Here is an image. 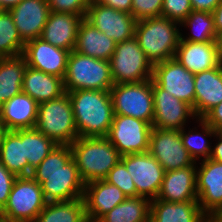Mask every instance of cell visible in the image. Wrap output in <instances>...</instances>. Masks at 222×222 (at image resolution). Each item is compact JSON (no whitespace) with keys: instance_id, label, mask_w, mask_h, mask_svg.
<instances>
[{"instance_id":"obj_6","label":"cell","mask_w":222,"mask_h":222,"mask_svg":"<svg viewBox=\"0 0 222 222\" xmlns=\"http://www.w3.org/2000/svg\"><path fill=\"white\" fill-rule=\"evenodd\" d=\"M34 128L52 139L57 145H70L78 138L68 92L56 99L38 104Z\"/></svg>"},{"instance_id":"obj_4","label":"cell","mask_w":222,"mask_h":222,"mask_svg":"<svg viewBox=\"0 0 222 222\" xmlns=\"http://www.w3.org/2000/svg\"><path fill=\"white\" fill-rule=\"evenodd\" d=\"M180 32V23L160 16L138 20L134 37L154 65L174 58Z\"/></svg>"},{"instance_id":"obj_14","label":"cell","mask_w":222,"mask_h":222,"mask_svg":"<svg viewBox=\"0 0 222 222\" xmlns=\"http://www.w3.org/2000/svg\"><path fill=\"white\" fill-rule=\"evenodd\" d=\"M152 80L175 98L189 104L195 114L194 74L175 58L154 64Z\"/></svg>"},{"instance_id":"obj_17","label":"cell","mask_w":222,"mask_h":222,"mask_svg":"<svg viewBox=\"0 0 222 222\" xmlns=\"http://www.w3.org/2000/svg\"><path fill=\"white\" fill-rule=\"evenodd\" d=\"M70 51L53 46L42 38L25 43L22 55L27 66L47 74L65 76Z\"/></svg>"},{"instance_id":"obj_30","label":"cell","mask_w":222,"mask_h":222,"mask_svg":"<svg viewBox=\"0 0 222 222\" xmlns=\"http://www.w3.org/2000/svg\"><path fill=\"white\" fill-rule=\"evenodd\" d=\"M26 67L27 63L22 54L0 59V106L22 92Z\"/></svg>"},{"instance_id":"obj_39","label":"cell","mask_w":222,"mask_h":222,"mask_svg":"<svg viewBox=\"0 0 222 222\" xmlns=\"http://www.w3.org/2000/svg\"><path fill=\"white\" fill-rule=\"evenodd\" d=\"M93 0H47L52 12L80 15L85 18L86 10Z\"/></svg>"},{"instance_id":"obj_26","label":"cell","mask_w":222,"mask_h":222,"mask_svg":"<svg viewBox=\"0 0 222 222\" xmlns=\"http://www.w3.org/2000/svg\"><path fill=\"white\" fill-rule=\"evenodd\" d=\"M22 92L41 104L64 94V82L61 77L27 66L23 75Z\"/></svg>"},{"instance_id":"obj_12","label":"cell","mask_w":222,"mask_h":222,"mask_svg":"<svg viewBox=\"0 0 222 222\" xmlns=\"http://www.w3.org/2000/svg\"><path fill=\"white\" fill-rule=\"evenodd\" d=\"M148 152L161 164L165 171L189 167L195 163L182 144L180 130L152 127Z\"/></svg>"},{"instance_id":"obj_28","label":"cell","mask_w":222,"mask_h":222,"mask_svg":"<svg viewBox=\"0 0 222 222\" xmlns=\"http://www.w3.org/2000/svg\"><path fill=\"white\" fill-rule=\"evenodd\" d=\"M0 161L16 177L30 176L28 160H24V129L5 131L0 144Z\"/></svg>"},{"instance_id":"obj_24","label":"cell","mask_w":222,"mask_h":222,"mask_svg":"<svg viewBox=\"0 0 222 222\" xmlns=\"http://www.w3.org/2000/svg\"><path fill=\"white\" fill-rule=\"evenodd\" d=\"M38 103L21 92L1 105L0 122L6 130L32 129L37 121Z\"/></svg>"},{"instance_id":"obj_31","label":"cell","mask_w":222,"mask_h":222,"mask_svg":"<svg viewBox=\"0 0 222 222\" xmlns=\"http://www.w3.org/2000/svg\"><path fill=\"white\" fill-rule=\"evenodd\" d=\"M151 200L143 196L127 197L97 222H149Z\"/></svg>"},{"instance_id":"obj_20","label":"cell","mask_w":222,"mask_h":222,"mask_svg":"<svg viewBox=\"0 0 222 222\" xmlns=\"http://www.w3.org/2000/svg\"><path fill=\"white\" fill-rule=\"evenodd\" d=\"M197 163L177 170L165 171L156 199L168 202L197 201Z\"/></svg>"},{"instance_id":"obj_38","label":"cell","mask_w":222,"mask_h":222,"mask_svg":"<svg viewBox=\"0 0 222 222\" xmlns=\"http://www.w3.org/2000/svg\"><path fill=\"white\" fill-rule=\"evenodd\" d=\"M163 0H132L131 15L138 21L160 17Z\"/></svg>"},{"instance_id":"obj_7","label":"cell","mask_w":222,"mask_h":222,"mask_svg":"<svg viewBox=\"0 0 222 222\" xmlns=\"http://www.w3.org/2000/svg\"><path fill=\"white\" fill-rule=\"evenodd\" d=\"M46 203L36 180L31 176L17 177L0 217L6 222H35Z\"/></svg>"},{"instance_id":"obj_32","label":"cell","mask_w":222,"mask_h":222,"mask_svg":"<svg viewBox=\"0 0 222 222\" xmlns=\"http://www.w3.org/2000/svg\"><path fill=\"white\" fill-rule=\"evenodd\" d=\"M35 222H88L84 198L46 203Z\"/></svg>"},{"instance_id":"obj_47","label":"cell","mask_w":222,"mask_h":222,"mask_svg":"<svg viewBox=\"0 0 222 222\" xmlns=\"http://www.w3.org/2000/svg\"><path fill=\"white\" fill-rule=\"evenodd\" d=\"M216 45L218 49L219 58L222 62V30L217 33Z\"/></svg>"},{"instance_id":"obj_21","label":"cell","mask_w":222,"mask_h":222,"mask_svg":"<svg viewBox=\"0 0 222 222\" xmlns=\"http://www.w3.org/2000/svg\"><path fill=\"white\" fill-rule=\"evenodd\" d=\"M174 58L193 74L213 69L221 63L216 42H187L180 39Z\"/></svg>"},{"instance_id":"obj_48","label":"cell","mask_w":222,"mask_h":222,"mask_svg":"<svg viewBox=\"0 0 222 222\" xmlns=\"http://www.w3.org/2000/svg\"><path fill=\"white\" fill-rule=\"evenodd\" d=\"M6 129L4 127V125L0 122V144H1V141H2V137L5 133Z\"/></svg>"},{"instance_id":"obj_11","label":"cell","mask_w":222,"mask_h":222,"mask_svg":"<svg viewBox=\"0 0 222 222\" xmlns=\"http://www.w3.org/2000/svg\"><path fill=\"white\" fill-rule=\"evenodd\" d=\"M133 178L136 197L156 199L162 186L165 169L147 151L121 156L120 160Z\"/></svg>"},{"instance_id":"obj_19","label":"cell","mask_w":222,"mask_h":222,"mask_svg":"<svg viewBox=\"0 0 222 222\" xmlns=\"http://www.w3.org/2000/svg\"><path fill=\"white\" fill-rule=\"evenodd\" d=\"M83 198L88 222H97L104 214L122 203L127 196L120 188L103 179L85 184Z\"/></svg>"},{"instance_id":"obj_9","label":"cell","mask_w":222,"mask_h":222,"mask_svg":"<svg viewBox=\"0 0 222 222\" xmlns=\"http://www.w3.org/2000/svg\"><path fill=\"white\" fill-rule=\"evenodd\" d=\"M110 94L114 115L131 116L152 125L154 118L152 79L139 83L114 84Z\"/></svg>"},{"instance_id":"obj_27","label":"cell","mask_w":222,"mask_h":222,"mask_svg":"<svg viewBox=\"0 0 222 222\" xmlns=\"http://www.w3.org/2000/svg\"><path fill=\"white\" fill-rule=\"evenodd\" d=\"M116 44L112 38H109L83 19L79 25L74 51L109 61L114 53Z\"/></svg>"},{"instance_id":"obj_40","label":"cell","mask_w":222,"mask_h":222,"mask_svg":"<svg viewBox=\"0 0 222 222\" xmlns=\"http://www.w3.org/2000/svg\"><path fill=\"white\" fill-rule=\"evenodd\" d=\"M17 177L8 171L0 161V211L7 204L13 183Z\"/></svg>"},{"instance_id":"obj_33","label":"cell","mask_w":222,"mask_h":222,"mask_svg":"<svg viewBox=\"0 0 222 222\" xmlns=\"http://www.w3.org/2000/svg\"><path fill=\"white\" fill-rule=\"evenodd\" d=\"M182 27L190 32L184 36L180 32V39L187 42H216L217 32L214 27L212 12L193 10L181 23Z\"/></svg>"},{"instance_id":"obj_46","label":"cell","mask_w":222,"mask_h":222,"mask_svg":"<svg viewBox=\"0 0 222 222\" xmlns=\"http://www.w3.org/2000/svg\"><path fill=\"white\" fill-rule=\"evenodd\" d=\"M23 0H0V8L5 11H9L13 7L20 4Z\"/></svg>"},{"instance_id":"obj_29","label":"cell","mask_w":222,"mask_h":222,"mask_svg":"<svg viewBox=\"0 0 222 222\" xmlns=\"http://www.w3.org/2000/svg\"><path fill=\"white\" fill-rule=\"evenodd\" d=\"M195 128L187 126L180 130L182 144L188 151L191 158L197 163L210 158L212 152V137L216 131L208 125L203 119H196ZM200 127L199 129H197ZM199 130V131H197ZM209 138V139H208Z\"/></svg>"},{"instance_id":"obj_23","label":"cell","mask_w":222,"mask_h":222,"mask_svg":"<svg viewBox=\"0 0 222 222\" xmlns=\"http://www.w3.org/2000/svg\"><path fill=\"white\" fill-rule=\"evenodd\" d=\"M195 116L202 119L222 102V62L215 68L194 74Z\"/></svg>"},{"instance_id":"obj_41","label":"cell","mask_w":222,"mask_h":222,"mask_svg":"<svg viewBox=\"0 0 222 222\" xmlns=\"http://www.w3.org/2000/svg\"><path fill=\"white\" fill-rule=\"evenodd\" d=\"M202 119L215 131H222V102L211 109Z\"/></svg>"},{"instance_id":"obj_10","label":"cell","mask_w":222,"mask_h":222,"mask_svg":"<svg viewBox=\"0 0 222 222\" xmlns=\"http://www.w3.org/2000/svg\"><path fill=\"white\" fill-rule=\"evenodd\" d=\"M152 125L131 116L114 115L107 139L121 156L149 150Z\"/></svg>"},{"instance_id":"obj_36","label":"cell","mask_w":222,"mask_h":222,"mask_svg":"<svg viewBox=\"0 0 222 222\" xmlns=\"http://www.w3.org/2000/svg\"><path fill=\"white\" fill-rule=\"evenodd\" d=\"M125 165L119 161L110 171L105 180L117 186L127 197H136V186Z\"/></svg>"},{"instance_id":"obj_49","label":"cell","mask_w":222,"mask_h":222,"mask_svg":"<svg viewBox=\"0 0 222 222\" xmlns=\"http://www.w3.org/2000/svg\"><path fill=\"white\" fill-rule=\"evenodd\" d=\"M212 222H222V213H220Z\"/></svg>"},{"instance_id":"obj_18","label":"cell","mask_w":222,"mask_h":222,"mask_svg":"<svg viewBox=\"0 0 222 222\" xmlns=\"http://www.w3.org/2000/svg\"><path fill=\"white\" fill-rule=\"evenodd\" d=\"M22 40L40 38L51 12L47 0H23L9 10Z\"/></svg>"},{"instance_id":"obj_45","label":"cell","mask_w":222,"mask_h":222,"mask_svg":"<svg viewBox=\"0 0 222 222\" xmlns=\"http://www.w3.org/2000/svg\"><path fill=\"white\" fill-rule=\"evenodd\" d=\"M214 18V27L216 32L222 30V0L218 3L214 11L212 12Z\"/></svg>"},{"instance_id":"obj_37","label":"cell","mask_w":222,"mask_h":222,"mask_svg":"<svg viewBox=\"0 0 222 222\" xmlns=\"http://www.w3.org/2000/svg\"><path fill=\"white\" fill-rule=\"evenodd\" d=\"M192 11L190 0H163L161 16L181 23Z\"/></svg>"},{"instance_id":"obj_8","label":"cell","mask_w":222,"mask_h":222,"mask_svg":"<svg viewBox=\"0 0 222 222\" xmlns=\"http://www.w3.org/2000/svg\"><path fill=\"white\" fill-rule=\"evenodd\" d=\"M109 63L114 84L139 83L152 79L153 64L135 37L117 43Z\"/></svg>"},{"instance_id":"obj_13","label":"cell","mask_w":222,"mask_h":222,"mask_svg":"<svg viewBox=\"0 0 222 222\" xmlns=\"http://www.w3.org/2000/svg\"><path fill=\"white\" fill-rule=\"evenodd\" d=\"M196 183L198 204L213 221L222 213V163L210 158L198 162Z\"/></svg>"},{"instance_id":"obj_1","label":"cell","mask_w":222,"mask_h":222,"mask_svg":"<svg viewBox=\"0 0 222 222\" xmlns=\"http://www.w3.org/2000/svg\"><path fill=\"white\" fill-rule=\"evenodd\" d=\"M30 176L41 185L47 203L72 201L84 196L85 183L70 145L55 146Z\"/></svg>"},{"instance_id":"obj_44","label":"cell","mask_w":222,"mask_h":222,"mask_svg":"<svg viewBox=\"0 0 222 222\" xmlns=\"http://www.w3.org/2000/svg\"><path fill=\"white\" fill-rule=\"evenodd\" d=\"M213 138L215 139V142L217 143H215L212 146L210 159L222 163V131H216V134Z\"/></svg>"},{"instance_id":"obj_22","label":"cell","mask_w":222,"mask_h":222,"mask_svg":"<svg viewBox=\"0 0 222 222\" xmlns=\"http://www.w3.org/2000/svg\"><path fill=\"white\" fill-rule=\"evenodd\" d=\"M83 19L80 15L51 11L40 38L71 52L74 50L79 25Z\"/></svg>"},{"instance_id":"obj_3","label":"cell","mask_w":222,"mask_h":222,"mask_svg":"<svg viewBox=\"0 0 222 222\" xmlns=\"http://www.w3.org/2000/svg\"><path fill=\"white\" fill-rule=\"evenodd\" d=\"M70 147L85 184L105 179L121 160V155L107 137H78Z\"/></svg>"},{"instance_id":"obj_25","label":"cell","mask_w":222,"mask_h":222,"mask_svg":"<svg viewBox=\"0 0 222 222\" xmlns=\"http://www.w3.org/2000/svg\"><path fill=\"white\" fill-rule=\"evenodd\" d=\"M149 222H212L201 210L198 201L168 202L151 200Z\"/></svg>"},{"instance_id":"obj_42","label":"cell","mask_w":222,"mask_h":222,"mask_svg":"<svg viewBox=\"0 0 222 222\" xmlns=\"http://www.w3.org/2000/svg\"><path fill=\"white\" fill-rule=\"evenodd\" d=\"M98 3L115 10L131 14L132 0H96Z\"/></svg>"},{"instance_id":"obj_15","label":"cell","mask_w":222,"mask_h":222,"mask_svg":"<svg viewBox=\"0 0 222 222\" xmlns=\"http://www.w3.org/2000/svg\"><path fill=\"white\" fill-rule=\"evenodd\" d=\"M84 19L116 43L129 40L135 34L137 20L131 14L104 6L96 0L89 4Z\"/></svg>"},{"instance_id":"obj_35","label":"cell","mask_w":222,"mask_h":222,"mask_svg":"<svg viewBox=\"0 0 222 222\" xmlns=\"http://www.w3.org/2000/svg\"><path fill=\"white\" fill-rule=\"evenodd\" d=\"M25 42L16 28L9 11L0 12V56L13 57L23 53Z\"/></svg>"},{"instance_id":"obj_16","label":"cell","mask_w":222,"mask_h":222,"mask_svg":"<svg viewBox=\"0 0 222 222\" xmlns=\"http://www.w3.org/2000/svg\"><path fill=\"white\" fill-rule=\"evenodd\" d=\"M152 90L154 101V118L152 127L181 130L188 126L189 122L196 121L195 119H197V117L194 114L193 108L189 104L175 98L171 93L162 89L153 80Z\"/></svg>"},{"instance_id":"obj_50","label":"cell","mask_w":222,"mask_h":222,"mask_svg":"<svg viewBox=\"0 0 222 222\" xmlns=\"http://www.w3.org/2000/svg\"><path fill=\"white\" fill-rule=\"evenodd\" d=\"M0 222H6V221H4V220L0 217Z\"/></svg>"},{"instance_id":"obj_2","label":"cell","mask_w":222,"mask_h":222,"mask_svg":"<svg viewBox=\"0 0 222 222\" xmlns=\"http://www.w3.org/2000/svg\"><path fill=\"white\" fill-rule=\"evenodd\" d=\"M78 137H107L114 116L110 91L68 92Z\"/></svg>"},{"instance_id":"obj_5","label":"cell","mask_w":222,"mask_h":222,"mask_svg":"<svg viewBox=\"0 0 222 222\" xmlns=\"http://www.w3.org/2000/svg\"><path fill=\"white\" fill-rule=\"evenodd\" d=\"M65 92L76 90L110 91L114 86L110 63L77 51H71L63 78Z\"/></svg>"},{"instance_id":"obj_34","label":"cell","mask_w":222,"mask_h":222,"mask_svg":"<svg viewBox=\"0 0 222 222\" xmlns=\"http://www.w3.org/2000/svg\"><path fill=\"white\" fill-rule=\"evenodd\" d=\"M57 144L35 128L24 129V160H28L30 175Z\"/></svg>"},{"instance_id":"obj_43","label":"cell","mask_w":222,"mask_h":222,"mask_svg":"<svg viewBox=\"0 0 222 222\" xmlns=\"http://www.w3.org/2000/svg\"><path fill=\"white\" fill-rule=\"evenodd\" d=\"M193 10L213 12L220 0H190Z\"/></svg>"}]
</instances>
